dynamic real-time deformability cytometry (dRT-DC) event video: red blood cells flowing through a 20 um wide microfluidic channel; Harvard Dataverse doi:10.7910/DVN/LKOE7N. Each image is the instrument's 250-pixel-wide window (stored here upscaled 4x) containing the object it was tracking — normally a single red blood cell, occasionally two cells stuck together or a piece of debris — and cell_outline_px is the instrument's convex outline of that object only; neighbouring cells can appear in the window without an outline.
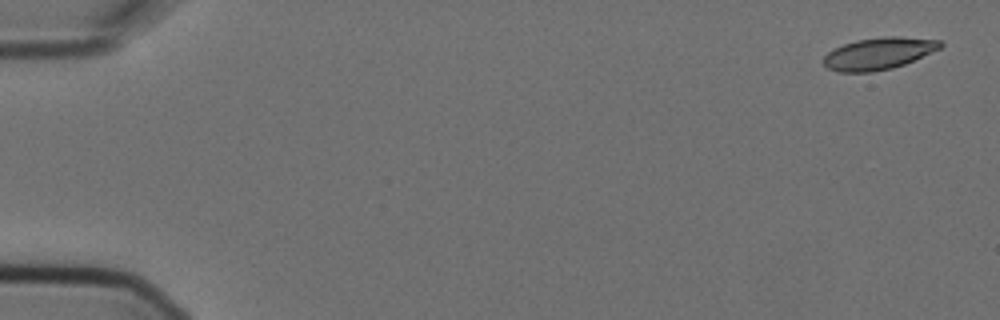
{"species": "Egyptian fruit bat (a non-hibernating species)", "species_latin": "Rousettus aegyptiacus", "temperature_condition": "cold", "stored_images_in_passage": 4, "camera_frame_rate_fps": 3000, "um_per_image_px": 0.085, "animal": {"sex": "female"}, "frame": {"image": 1, "passage_image": 1, "time_ms": 0.0, "image_size_px": [1000, 320], "cell_outline_px": [[944, 44], [940, 48], [904, 64], [892, 68], [872, 72], [840, 72], [828, 68], [824, 64], [824, 56], [828, 52], [844, 44], [856, 40], [884, 36], [896, 36], [940, 40]], "centroid_in_image_um": [74.68, 4.54], "position_along_channel_um": 10.3, "area_um2": 21.5}}
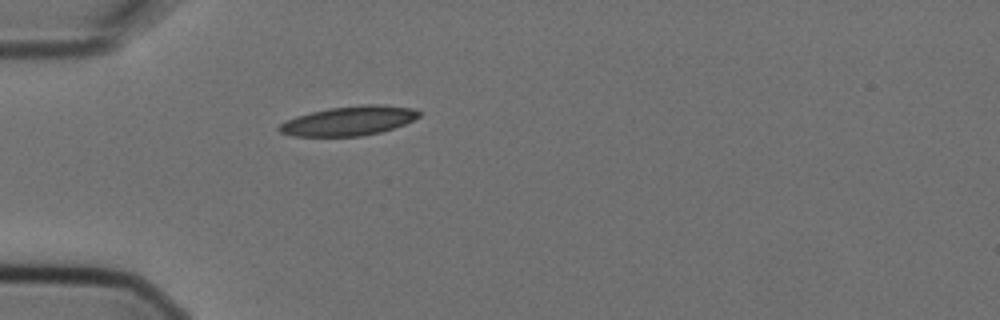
{"frame": {"image": 2, "passage_image": 4, "time_ms": 1.0, "image_size_px": [1000, 320], "cell_outline_px": [[420, 116], [404, 124], [380, 132], [360, 136], [292, 136], [280, 132], [276, 128], [280, 124], [296, 116], [328, 108], [368, 104], [380, 104], [412, 108], [420, 112]], "centroid_in_image_um": [29.64, 10.27], "position_along_channel_um": 55.4, "area_um2": 23.7}}